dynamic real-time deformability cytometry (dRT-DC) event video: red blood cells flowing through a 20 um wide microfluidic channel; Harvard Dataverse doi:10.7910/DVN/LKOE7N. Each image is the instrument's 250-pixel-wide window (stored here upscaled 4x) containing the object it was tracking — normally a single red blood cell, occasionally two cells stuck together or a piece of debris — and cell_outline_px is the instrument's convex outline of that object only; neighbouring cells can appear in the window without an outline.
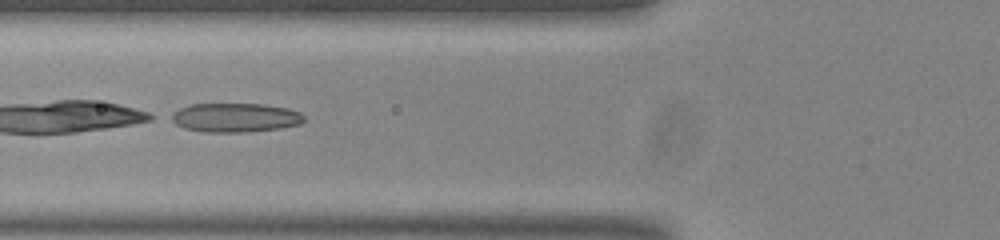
{"species": "common noctule bat (a hibernating species)", "species_latin": "Nyctalus noctula", "temperature_condition": "room temperature", "stored_images_in_passage": 52, "camera_frame_rate_fps": 3000, "um_per_image_px": 0.085, "animal": {"sex": "male", "body_mass_g": 20.0, "forearm_length_mm": 53.3}, "frame": {"image": 1, "passage_image": 20, "time_ms": 6.333, "image_size_px": [1000, 240], "cell_outline_px": [[304, 120], [300, 124], [280, 128], [240, 132], [208, 132], [184, 128], [168, 120], [168, 116], [180, 108], [192, 104], [264, 104], [288, 108], [300, 112], [304, 116]], "centroid_in_image_um": [19.97, 9.99], "position_along_channel_um": 105.8, "area_um2": 22.48}}
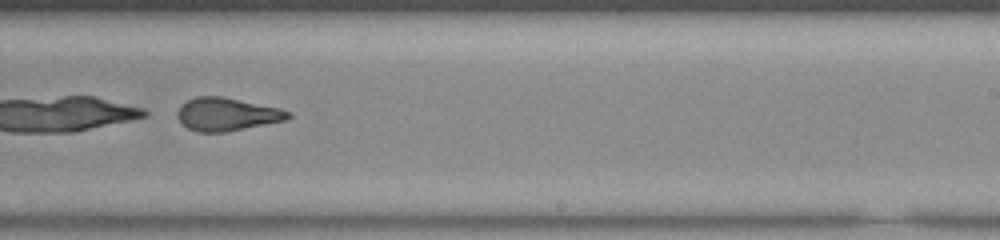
{"frame": {"image": 2, "passage_image": 33, "time_ms": 10.667, "image_size_px": [1000, 240], "cell_outline_px": [[292, 116], [284, 120], [224, 132], [196, 132], [188, 128], [176, 116], [180, 108], [188, 100], [196, 96], [220, 96], [280, 108], [288, 112]], "centroid_in_image_um": [19.26, 9.71], "position_along_channel_um": 269.7, "area_um2": 20.81}}